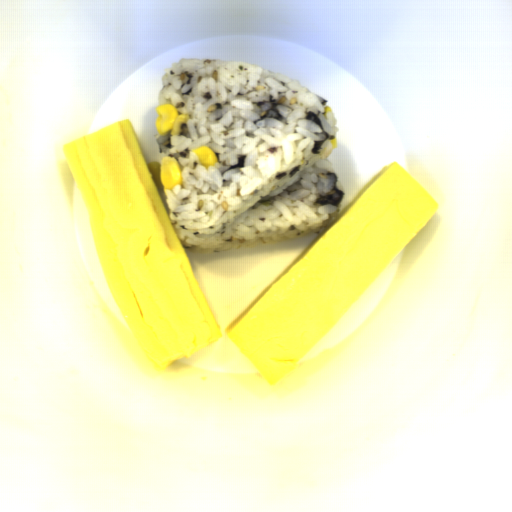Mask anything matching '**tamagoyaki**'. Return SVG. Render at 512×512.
<instances>
[{"mask_svg":"<svg viewBox=\"0 0 512 512\" xmlns=\"http://www.w3.org/2000/svg\"><path fill=\"white\" fill-rule=\"evenodd\" d=\"M61 149L85 204L100 270L153 370L223 336L131 119Z\"/></svg>","mask_w":512,"mask_h":512,"instance_id":"tamagoyaki-1","label":"tamagoyaki"},{"mask_svg":"<svg viewBox=\"0 0 512 512\" xmlns=\"http://www.w3.org/2000/svg\"><path fill=\"white\" fill-rule=\"evenodd\" d=\"M438 202L395 162L225 329L269 385L281 380L432 220Z\"/></svg>","mask_w":512,"mask_h":512,"instance_id":"tamagoyaki-2","label":"tamagoyaki"}]
</instances>
